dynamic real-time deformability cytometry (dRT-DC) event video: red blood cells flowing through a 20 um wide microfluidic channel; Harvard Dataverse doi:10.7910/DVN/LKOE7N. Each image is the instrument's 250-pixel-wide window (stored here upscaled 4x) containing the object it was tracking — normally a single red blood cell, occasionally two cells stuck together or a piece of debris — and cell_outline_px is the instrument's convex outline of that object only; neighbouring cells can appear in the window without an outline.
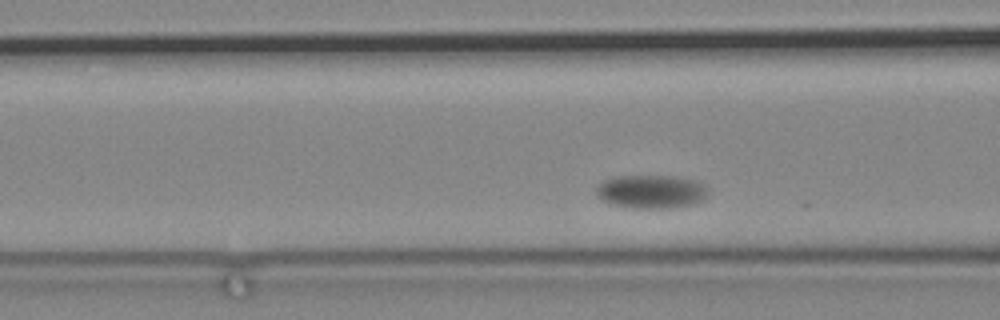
{"species": "common noctule bat (a hibernating species)", "species_latin": "Nyctalus noctula", "temperature_condition": "cold", "stored_images_in_passage": 44, "camera_frame_rate_fps": 3000, "um_per_image_px": 0.085, "animal": {"sex": "male", "body_mass_g": 19.2, "forearm_length_mm": 51.8}, "frame": {"image": 1, "passage_image": 7, "time_ms": 2.0, "image_size_px": [1000, 320], "cell_outline_px": [[708, 192], [704, 200], [692, 204], [668, 208], [632, 208], [612, 204], [596, 196], [596, 184], [604, 180], [616, 176], [672, 176], [696, 180], [704, 184], [708, 188]], "centroid_in_image_um": [55.35, 16.28], "position_along_channel_um": 111.2, "area_um2": 21.96}}
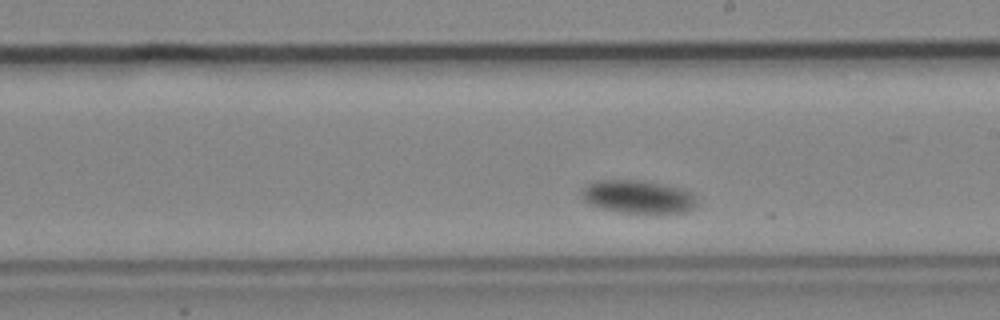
{"frame": {"image": 2, "passage_image": 21, "time_ms": 6.667, "image_size_px": [1000, 320], "cell_outline_px": [[696, 208], [688, 212], [620, 212], [600, 208], [588, 204], [584, 200], [580, 192], [580, 188], [592, 180], [640, 180], [680, 188], [696, 196]], "centroid_in_image_um": [54.16, 16.71], "position_along_channel_um": 234.8, "area_um2": 22.25}}
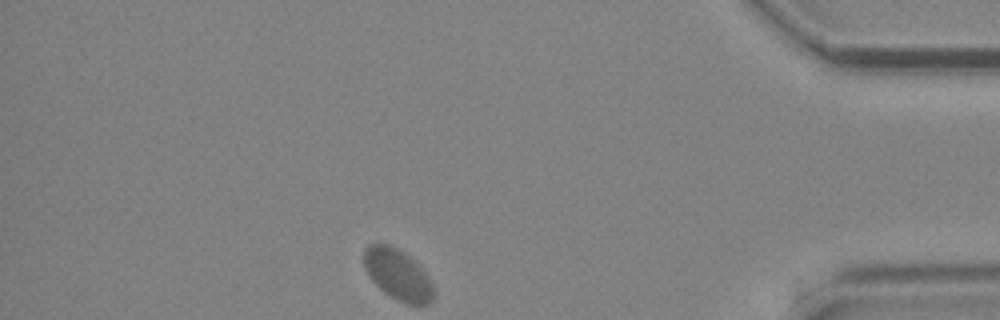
{"frame": {"image": 3, "passage_image": 44, "time_ms": 14.333, "image_size_px": [1000, 320], "cell_outline_px": [[436, 292], [432, 300], [428, 304], [408, 304], [396, 300], [384, 292], [372, 280], [364, 268], [364, 248], [368, 244], [388, 244], [404, 252], [432, 280], [436, 288]], "centroid_in_image_um": [33.83, 23.35], "position_along_channel_um": 401.4, "area_um2": 20.63}}